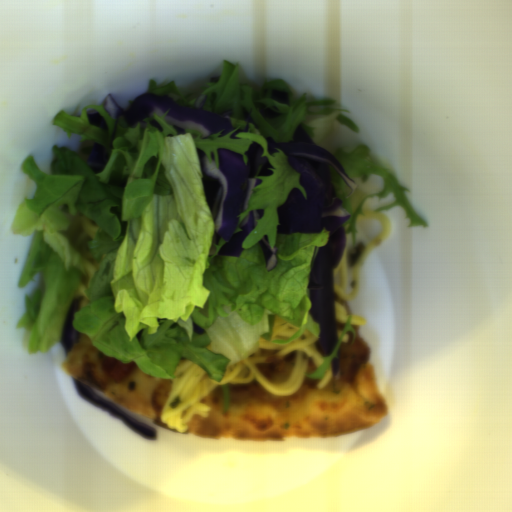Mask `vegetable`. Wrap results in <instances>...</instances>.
Returning a JSON list of instances; mask_svg holds the SVG:
<instances>
[{
  "instance_id": "1",
  "label": "vegetable",
  "mask_w": 512,
  "mask_h": 512,
  "mask_svg": "<svg viewBox=\"0 0 512 512\" xmlns=\"http://www.w3.org/2000/svg\"><path fill=\"white\" fill-rule=\"evenodd\" d=\"M185 96L174 80L157 84L149 80L147 93L170 96L176 104L195 109L206 96L203 109L215 114L233 110L229 121L236 128L224 137L216 132L202 137L174 126L153 113L140 122L127 124L124 116L110 117L104 105H89L76 116L59 110L51 119L67 138L96 141L106 147L109 159L100 172H93L84 158L69 147L52 146L51 173L44 172L28 155L21 172L36 184L33 197H24L15 213L11 230L27 238L33 233L30 250L18 279L25 288L41 272L40 286L24 294L25 312L16 325L29 334L30 354L45 353L61 342L63 327L74 298H81L72 326L86 335L106 356L123 363L134 362L148 376L175 379L182 358L203 368L210 380L222 381L226 370L257 352L260 339L271 341L276 317L298 326L287 339L272 343L286 345L305 331L320 338L321 330L312 317L308 284L319 248L330 233L278 234V207L289 192L306 190L288 157L269 155L268 136L277 143L290 142L303 123L317 145L342 124L360 134L350 111L336 99H310L304 92L295 99L287 81L273 79L261 89L242 83L239 65L223 59L218 82ZM288 92L290 106L270 95ZM281 115L274 119L259 113V104ZM242 107L249 111L259 129L249 124L238 139L230 138L245 129ZM99 111L108 131L90 125L87 111ZM263 145L264 155L274 167L253 188L248 209L236 216L238 226L251 210L263 209L253 232L245 239L240 257L217 256L224 245L212 244L215 227L207 205L197 148L211 163L216 148L234 150L244 157L250 143ZM84 214L97 223L95 237L88 243L99 268L88 290L82 286L87 271L72 219ZM269 235L277 247L278 265L267 272L258 241ZM195 321L205 329L197 336Z\"/></svg>"
},
{
  "instance_id": "2",
  "label": "vegetable",
  "mask_w": 512,
  "mask_h": 512,
  "mask_svg": "<svg viewBox=\"0 0 512 512\" xmlns=\"http://www.w3.org/2000/svg\"><path fill=\"white\" fill-rule=\"evenodd\" d=\"M334 158L341 165L345 173L357 185L354 193L334 168L329 165L330 182L333 185L337 197L342 200L343 210L349 212V219L343 224L345 234H351L352 248L357 245L356 224L358 215H366L362 212L363 205L367 198L385 199L390 193L395 196L391 204L379 207L375 213L390 211L395 206L404 210V219L409 220L407 227L429 228L426 220L421 218L413 209L405 192H411L402 186L390 172L378 162L372 155L370 146L360 143L353 146L339 148L333 154ZM350 195V196H349ZM349 196V197H348Z\"/></svg>"
},
{
  "instance_id": "3",
  "label": "vegetable",
  "mask_w": 512,
  "mask_h": 512,
  "mask_svg": "<svg viewBox=\"0 0 512 512\" xmlns=\"http://www.w3.org/2000/svg\"><path fill=\"white\" fill-rule=\"evenodd\" d=\"M352 318H353V316L351 314L347 316L345 323L343 325L341 335H340L339 339H337V343H336L334 350L329 355H324V354L322 355L323 362L315 371L305 372V376L307 378H311V379H315V380L324 378L326 372L331 367V360L334 358H338L337 351L342 343L345 333H347V332L352 333V339H351L350 343H351V345L354 344L356 328H353L351 326Z\"/></svg>"
},
{
  "instance_id": "4",
  "label": "vegetable",
  "mask_w": 512,
  "mask_h": 512,
  "mask_svg": "<svg viewBox=\"0 0 512 512\" xmlns=\"http://www.w3.org/2000/svg\"><path fill=\"white\" fill-rule=\"evenodd\" d=\"M223 392V414L229 409L230 406V389L228 385H222Z\"/></svg>"
}]
</instances>
